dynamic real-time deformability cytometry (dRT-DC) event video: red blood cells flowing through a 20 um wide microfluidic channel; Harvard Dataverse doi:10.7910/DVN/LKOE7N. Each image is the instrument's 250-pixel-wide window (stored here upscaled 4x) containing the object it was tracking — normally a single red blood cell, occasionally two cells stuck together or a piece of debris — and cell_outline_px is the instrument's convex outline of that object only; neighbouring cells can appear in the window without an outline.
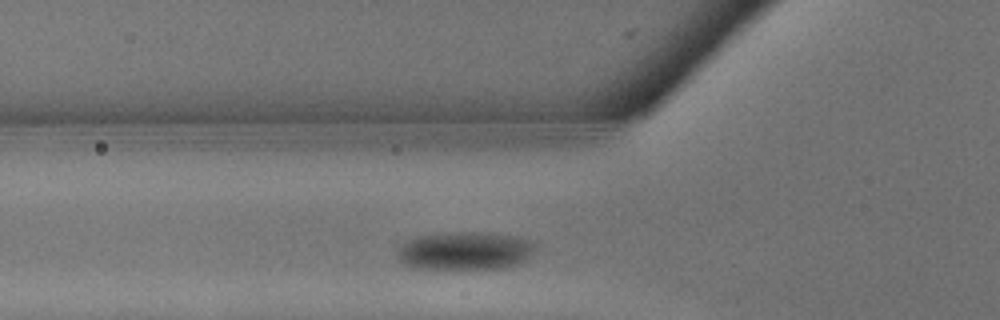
{"species": "common noctule bat (a hibernating species)", "species_latin": "Nyctalus noctula", "temperature_condition": "warm", "stored_images_in_passage": 15, "camera_frame_rate_fps": 3000, "um_per_image_px": 0.085, "animal": {"sex": "male", "body_mass_g": 13.3}, "frame": {"image": 1, "passage_image": 3, "time_ms": 0.667, "image_size_px": [1000, 320], "cell_outline_px": [[536, 248], [524, 260], [516, 264], [504, 268], [412, 268], [404, 264], [400, 260], [400, 248], [404, 244], [416, 236], [440, 232], [480, 232], [508, 236], [532, 240], [536, 244]], "centroid_in_image_um": [39.53, 21.31], "position_along_channel_um": 86.3, "area_um2": 30.17}}
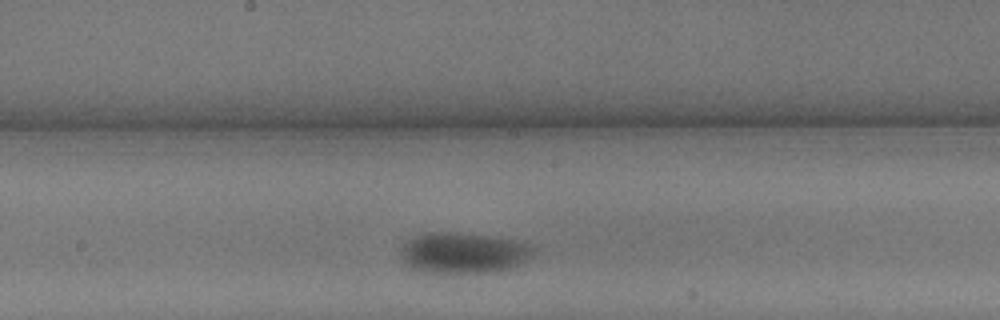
{"frame": {"image": 2, "passage_image": 8, "time_ms": 2.333, "image_size_px": [1000, 320], "cell_outline_px": [[532, 252], [524, 260], [508, 268], [484, 272], [428, 272], [412, 268], [404, 260], [400, 252], [400, 248], [408, 240], [424, 232], [460, 232], [488, 236], [512, 240], [532, 248]], "centroid_in_image_um": [39.27, 21.47], "position_along_channel_um": 208.9, "area_um2": 30.46}}
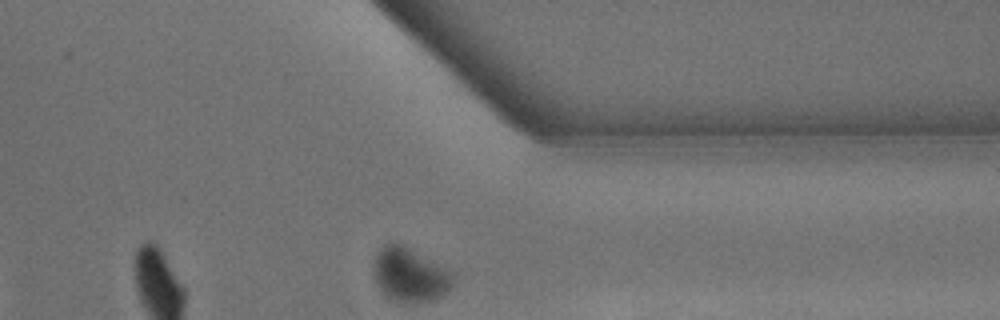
{"frame": {"image": 3, "passage_image": 15, "time_ms": 4.667, "image_size_px": [1000, 320], "cell_outline_px": [[456, 284], [448, 292], [432, 300], [392, 300], [380, 288], [376, 280], [372, 264], [376, 256], [384, 244], [404, 244], [444, 268], [452, 276]], "centroid_in_image_um": [34.84, 23.33], "position_along_channel_um": 376.6, "area_um2": 24.1}}